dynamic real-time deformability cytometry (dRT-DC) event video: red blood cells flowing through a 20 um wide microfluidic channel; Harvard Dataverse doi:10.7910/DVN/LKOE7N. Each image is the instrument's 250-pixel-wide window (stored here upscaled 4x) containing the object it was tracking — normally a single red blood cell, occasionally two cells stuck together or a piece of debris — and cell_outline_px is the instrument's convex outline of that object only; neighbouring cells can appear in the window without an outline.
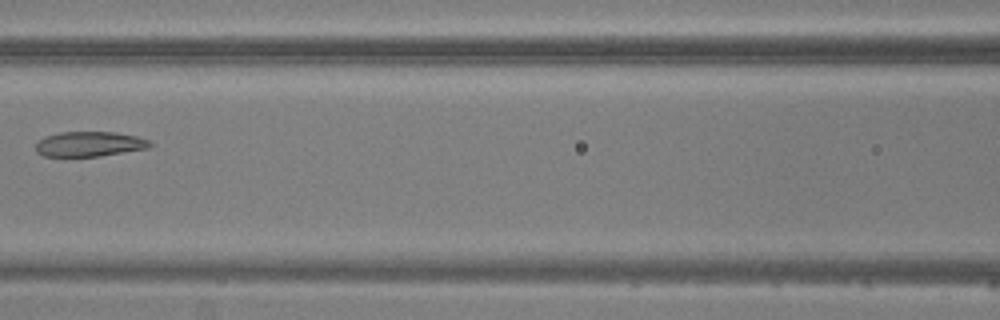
{"species": "common noctule bat (a hibernating species)", "species_latin": "Nyctalus noctula", "temperature_condition": "warm", "stored_images_in_passage": 7, "camera_frame_rate_fps": 3000, "um_per_image_px": 0.085, "animal": {"sex": "male", "body_mass_g": 20.5, "forearm_length_mm": 52.5}, "frame": {"image": 1, "passage_image": 7, "time_ms": 11.0, "image_size_px": [1000, 320], "cell_outline_px": [[152, 144], [148, 148], [100, 156], [44, 156], [36, 152], [36, 144], [44, 136], [60, 132], [116, 132], [136, 136], [148, 140]], "centroid_in_image_um": [7.59, 12.24], "position_along_channel_um": 159.0, "area_um2": 16.53}}